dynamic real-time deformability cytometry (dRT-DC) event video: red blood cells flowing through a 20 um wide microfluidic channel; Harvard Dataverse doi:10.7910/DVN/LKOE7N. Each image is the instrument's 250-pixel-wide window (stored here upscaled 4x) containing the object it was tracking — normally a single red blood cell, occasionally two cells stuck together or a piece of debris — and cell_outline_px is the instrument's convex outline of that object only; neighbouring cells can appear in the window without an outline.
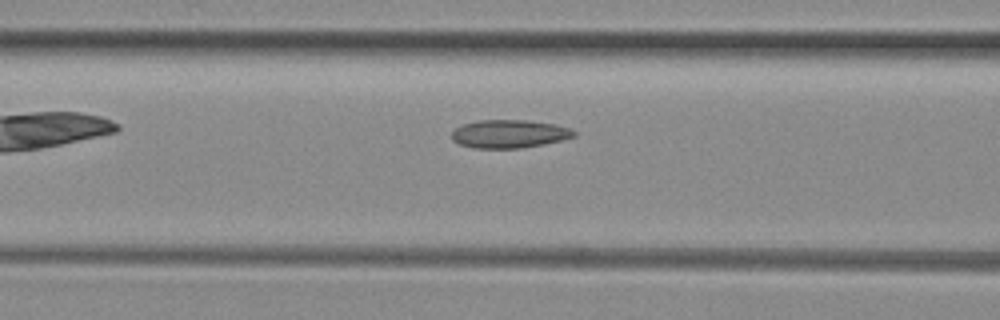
{"species": "common noctule bat (a hibernating species)", "species_latin": "Nyctalus noctula", "temperature_condition": "room temperature", "stored_images_in_passage": 10, "camera_frame_rate_fps": 3000, "um_per_image_px": 0.085, "animal": {"sex": "female", "body_mass_g": 29.2, "forearm_length_mm": 56.3}, "frame": {"image": 1, "passage_image": 5, "time_ms": 1.333, "image_size_px": [1000, 320], "cell_outline_px": [[576, 136], [544, 144], [520, 148], [472, 148], [460, 144], [452, 140], [452, 132], [460, 124], [480, 120], [528, 120], [556, 124], [568, 128], [576, 132]], "centroid_in_image_um": [43.27, 11.37], "position_along_channel_um": 123.3, "area_um2": 20.11}}
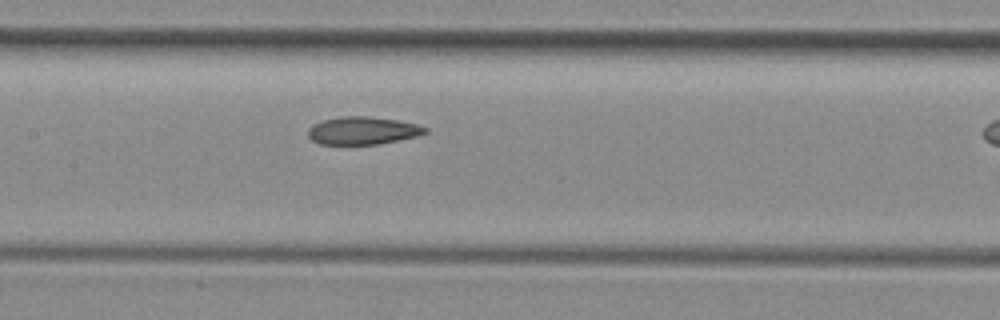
{"frame": {"image": 2, "passage_image": 9, "time_ms": 2.667, "image_size_px": [1000, 320], "cell_outline_px": [[428, 132], [416, 136], [376, 144], [320, 144], [312, 140], [308, 136], [308, 128], [312, 124], [324, 120], [344, 116], [368, 116], [396, 120], [416, 124], [428, 128]], "centroid_in_image_um": [30.8, 11.1], "position_along_channel_um": 176.6, "area_um2": 18.73}}